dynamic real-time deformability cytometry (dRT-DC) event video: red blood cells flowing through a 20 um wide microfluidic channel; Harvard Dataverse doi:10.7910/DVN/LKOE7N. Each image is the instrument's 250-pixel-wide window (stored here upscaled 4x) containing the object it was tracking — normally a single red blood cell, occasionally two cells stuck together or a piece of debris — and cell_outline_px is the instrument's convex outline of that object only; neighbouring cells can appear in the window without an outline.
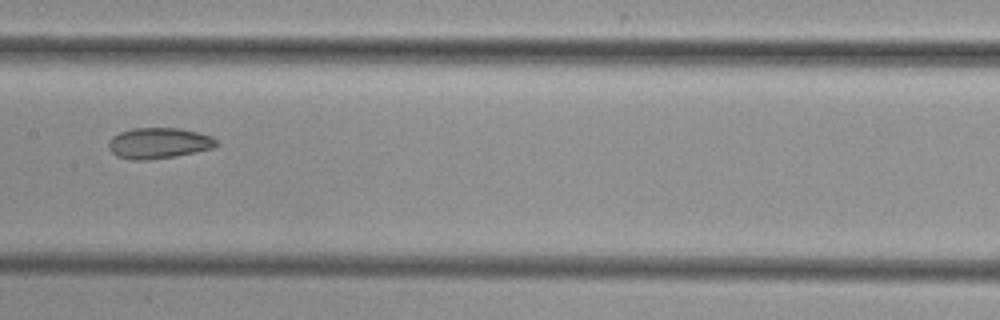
{"species": "common noctule bat (a hibernating species)", "species_latin": "Nyctalus noctula", "temperature_condition": "cold", "stored_images_in_passage": 9, "camera_frame_rate_fps": 3000, "um_per_image_px": 0.085, "animal": {"sex": "female", "body_mass_g": 29.2, "forearm_length_mm": 56.3}, "frame": {"image": 1, "passage_image": 6, "time_ms": 8.0, "image_size_px": [1000, 320], "cell_outline_px": [[216, 144], [212, 148], [176, 156], [148, 160], [132, 160], [116, 156], [108, 148], [108, 140], [112, 136], [120, 132], [132, 128], [180, 128], [212, 136], [216, 140]], "centroid_in_image_um": [13.43, 12.17], "position_along_channel_um": 194.0, "area_um2": 19.36}}
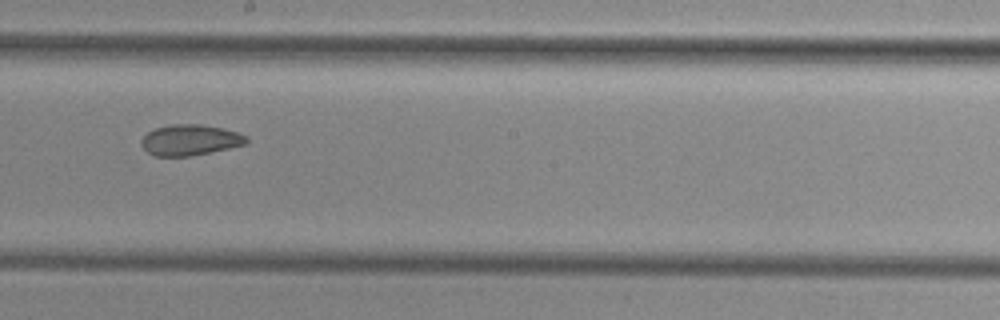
{"frame": {"image": 2, "passage_image": 7, "time_ms": 9.0, "image_size_px": [1000, 320], "cell_outline_px": [[248, 140], [244, 144], [228, 148], [188, 156], [152, 156], [140, 144], [140, 140], [148, 132], [156, 128], [172, 124], [200, 124], [224, 128], [248, 136]], "centroid_in_image_um": [16.13, 11.89], "position_along_channel_um": 232.1, "area_um2": 18.73}}
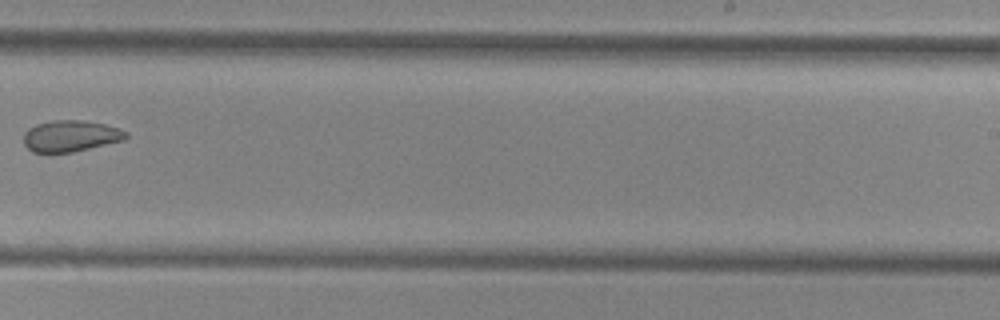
{"frame": {"image": 3, "passage_image": 8, "time_ms": 10.333, "image_size_px": [1000, 320], "cell_outline_px": [[128, 136], [124, 140], [72, 152], [32, 152], [24, 144], [24, 132], [28, 128], [36, 124], [52, 120], [80, 120], [104, 124], [128, 132]], "centroid_in_image_um": [5.98, 11.55], "position_along_channel_um": 283.0, "area_um2": 18.55}}